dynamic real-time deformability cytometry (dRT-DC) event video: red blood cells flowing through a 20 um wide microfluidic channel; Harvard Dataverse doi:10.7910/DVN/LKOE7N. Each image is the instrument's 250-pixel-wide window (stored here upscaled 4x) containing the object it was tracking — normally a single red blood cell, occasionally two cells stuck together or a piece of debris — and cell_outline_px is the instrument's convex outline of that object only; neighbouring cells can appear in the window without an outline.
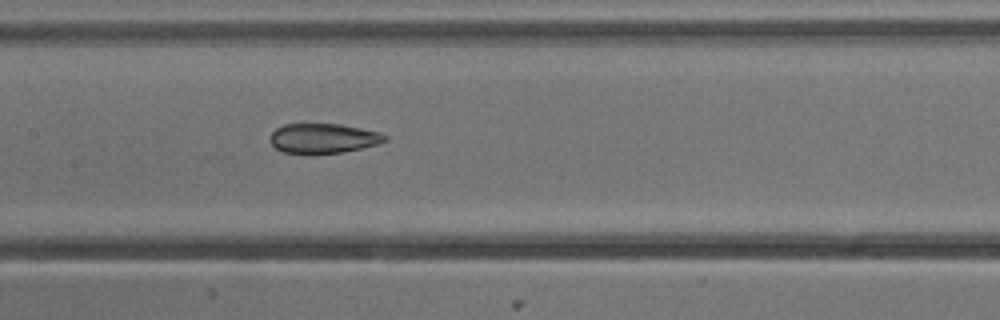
{"species": "common noctule bat (a hibernating species)", "species_latin": "Nyctalus noctula", "temperature_condition": "cold", "stored_images_in_passage": 10, "camera_frame_rate_fps": 3000, "um_per_image_px": 0.085, "animal": {"sex": "male", "body_mass_g": 13.3}, "frame": {"image": 1, "passage_image": 10, "time_ms": 3.0, "image_size_px": [1000, 320], "cell_outline_px": [[388, 140], [380, 144], [340, 152], [284, 152], [276, 148], [272, 144], [272, 132], [276, 128], [284, 124], [300, 120], [340, 124], [380, 132], [388, 136]], "centroid_in_image_um": [27.49, 11.68], "position_along_channel_um": 179.9, "area_um2": 20.23}}